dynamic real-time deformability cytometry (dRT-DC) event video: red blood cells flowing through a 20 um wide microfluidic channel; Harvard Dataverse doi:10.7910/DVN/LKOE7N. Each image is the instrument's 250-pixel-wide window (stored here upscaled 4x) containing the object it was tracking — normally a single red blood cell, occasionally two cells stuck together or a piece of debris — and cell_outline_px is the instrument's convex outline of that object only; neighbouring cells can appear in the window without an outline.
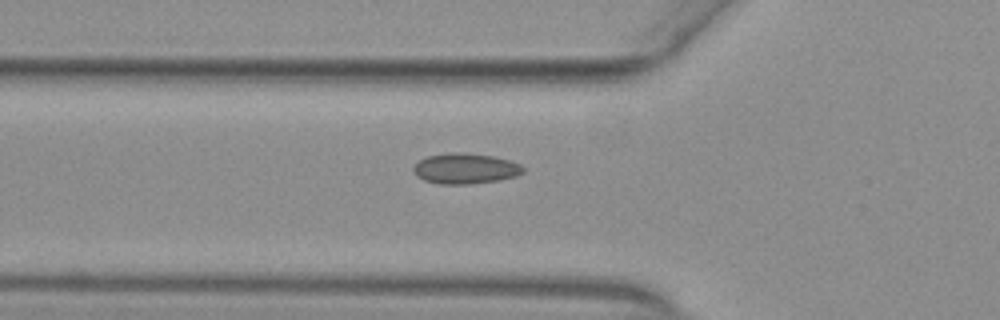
{"species": "common noctule bat (a hibernating species)", "species_latin": "Nyctalus noctula", "temperature_condition": "warm", "stored_images_in_passage": 36, "camera_frame_rate_fps": 3000, "um_per_image_px": 0.085, "animal": {"sex": "female", "body_mass_g": 29.2, "forearm_length_mm": 56.3}, "frame": {"image": 1, "passage_image": 2, "time_ms": 0.333, "image_size_px": [1000, 320], "cell_outline_px": [[524, 172], [516, 176], [500, 180], [472, 184], [440, 184], [424, 180], [416, 176], [412, 168], [420, 160], [428, 156], [452, 152], [456, 152], [492, 156], [508, 160], [520, 164], [524, 168]], "centroid_in_image_um": [39.55, 14.34], "position_along_channel_um": 86.2, "area_um2": 19.42}}
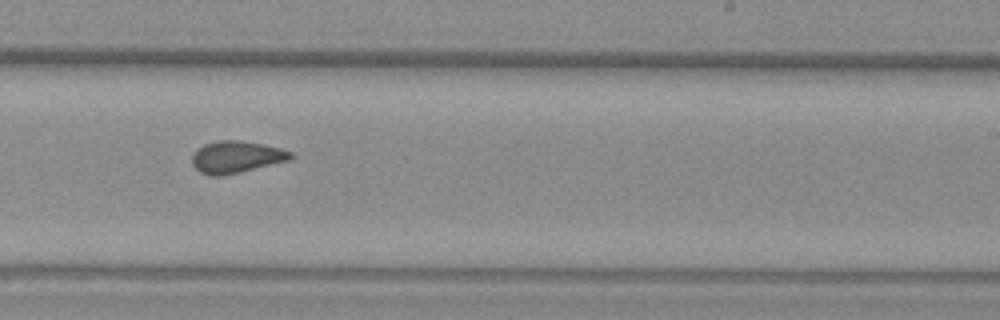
{"frame": {"image": 2, "passage_image": 16, "time_ms": 5.0, "image_size_px": [1000, 320], "cell_outline_px": [[292, 156], [288, 160], [240, 172], [220, 176], [212, 176], [200, 172], [192, 164], [192, 156], [204, 144], [216, 140], [236, 140], [264, 144], [280, 148], [292, 152]], "centroid_in_image_um": [20.07, 13.34], "position_along_channel_um": 268.9, "area_um2": 18.09}}
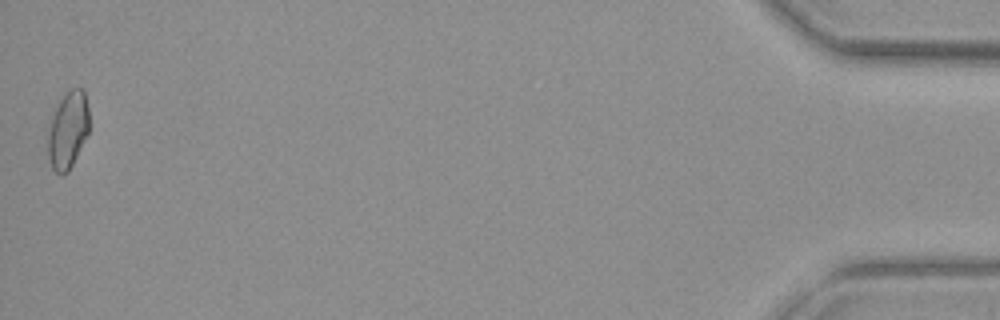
{"frame": {"image": 3, "passage_image": 36, "time_ms": 11.667, "image_size_px": [1000, 320], "cell_outline_px": [[88, 132], [68, 172], [60, 176], [52, 168], [48, 156], [48, 128], [52, 116], [60, 100], [68, 88], [84, 88], [88, 108]], "centroid_in_image_um": [5.76, 11.03], "position_along_channel_um": 429.4, "area_um2": 18.44}}